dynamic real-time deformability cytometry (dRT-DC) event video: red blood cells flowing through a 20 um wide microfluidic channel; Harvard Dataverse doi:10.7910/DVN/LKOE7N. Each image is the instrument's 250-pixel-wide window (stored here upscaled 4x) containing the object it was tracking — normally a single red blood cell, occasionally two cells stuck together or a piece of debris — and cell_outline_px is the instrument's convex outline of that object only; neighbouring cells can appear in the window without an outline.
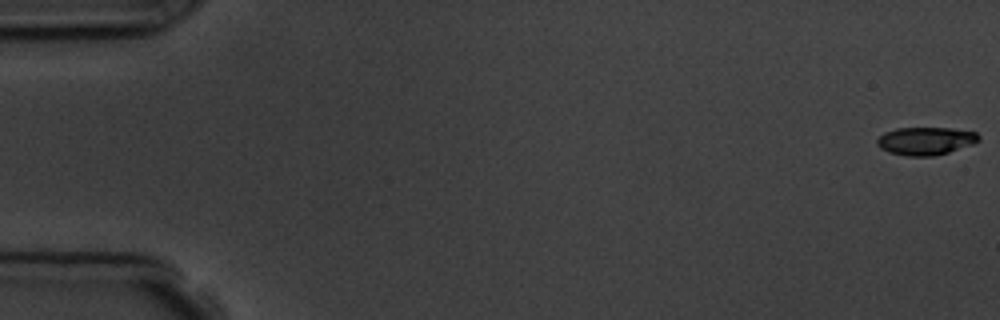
{"species": "common noctule bat (a hibernating species)", "species_latin": "Nyctalus noctula", "temperature_condition": "room temperature", "stored_images_in_passage": 9, "camera_frame_rate_fps": 3000, "um_per_image_px": 0.085, "animal": {"sex": "male", "body_mass_g": 19.5, "forearm_length_mm": 54.6}, "frame": {"image": 1, "passage_image": 1, "time_ms": 0.0, "image_size_px": [1000, 320], "cell_outline_px": [[980, 140], [972, 144], [948, 152], [932, 156], [908, 156], [888, 152], [880, 148], [876, 144], [876, 140], [884, 132], [896, 128], [952, 128], [976, 132], [980, 136]], "centroid_in_image_um": [78.66, 11.97], "position_along_channel_um": 6.3, "area_um2": 16.53}}
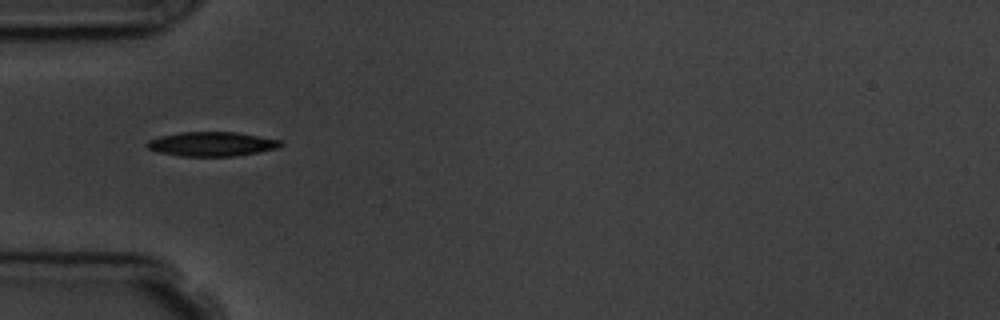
{"frame": {"image": 2, "passage_image": 6, "time_ms": 5.667, "image_size_px": [1000, 320], "cell_outline_px": [[284, 144], [280, 148], [236, 156], [180, 156], [160, 152], [148, 148], [144, 144], [148, 140], [160, 136], [180, 132], [236, 132], [280, 140]], "centroid_in_image_um": [18.01, 12.24], "position_along_channel_um": 67.0, "area_um2": 18.96}}